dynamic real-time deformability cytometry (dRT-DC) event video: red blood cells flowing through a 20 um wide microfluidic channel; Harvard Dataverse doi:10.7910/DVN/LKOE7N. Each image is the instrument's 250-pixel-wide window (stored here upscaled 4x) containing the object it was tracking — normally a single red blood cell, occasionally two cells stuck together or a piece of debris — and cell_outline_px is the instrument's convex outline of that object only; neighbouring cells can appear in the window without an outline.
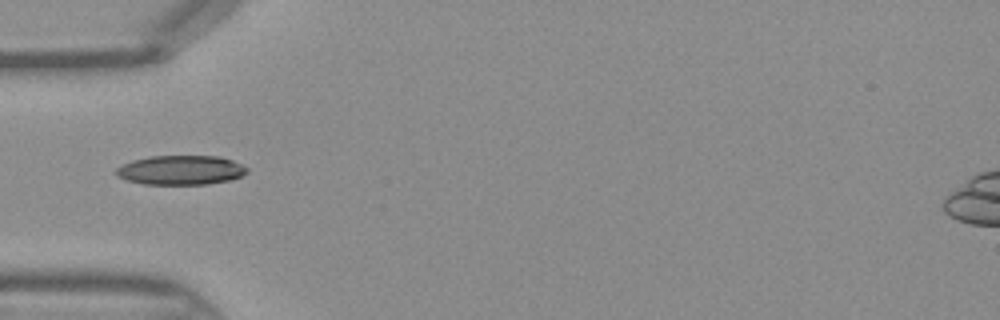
{"species": "Egyptian fruit bat (a non-hibernating species)", "species_latin": "Rousettus aegyptiacus", "temperature_condition": "warm", "stored_images_in_passage": 31, "camera_frame_rate_fps": 3000, "um_per_image_px": 0.085, "frame": {"image": 1, "passage_image": 1, "time_ms": 0.0, "image_size_px": [1000, 320], "cell_outline_px": [[248, 172], [240, 176], [228, 180], [208, 184], [144, 184], [128, 180], [120, 176], [116, 172], [116, 168], [132, 160], [148, 156], [216, 156], [232, 160], [248, 168]], "centroid_in_image_um": [15.38, 14.45], "position_along_channel_um": 69.6, "area_um2": 22.14}}
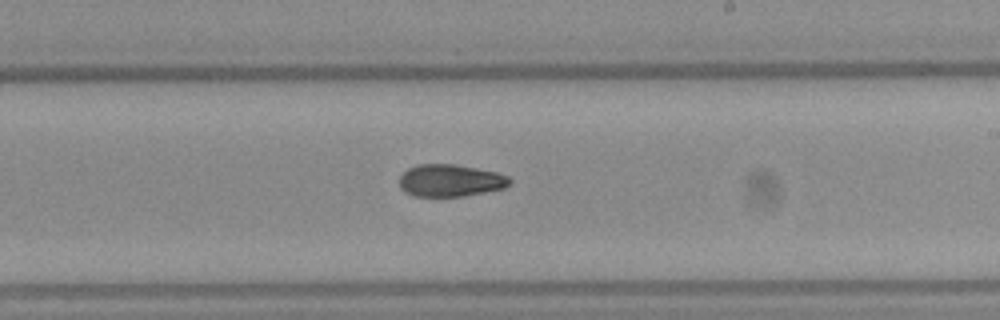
{"frame": {"image": 2, "passage_image": 13, "time_ms": 4.0, "image_size_px": [1000, 320], "cell_outline_px": [[512, 184], [504, 188], [464, 196], [412, 196], [404, 192], [400, 188], [400, 176], [408, 168], [420, 164], [456, 164], [496, 172], [508, 176], [512, 180]], "centroid_in_image_um": [38.29, 15.34], "position_along_channel_um": 250.7, "area_um2": 20.81}}
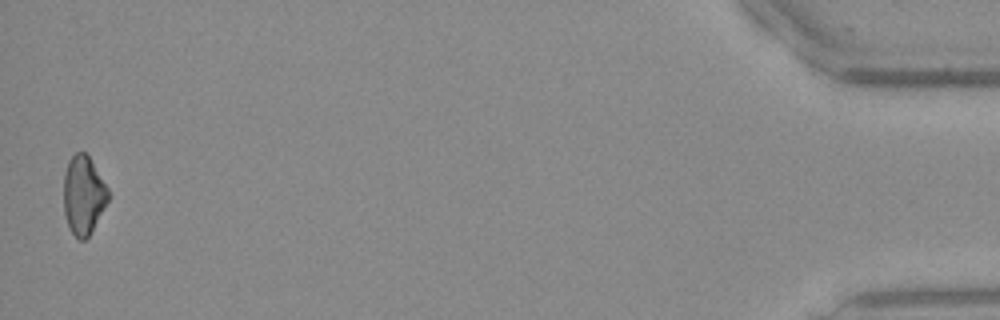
{"frame": {"image": 3, "passage_image": 31, "time_ms": 10.0, "image_size_px": [1000, 320], "cell_outline_px": [[108, 200], [88, 236], [84, 240], [80, 240], [72, 232], [68, 224], [64, 212], [64, 172], [68, 160], [76, 152], [84, 152], [88, 156], [108, 188]], "centroid_in_image_um": [7.07, 16.56], "position_along_channel_um": 428.1, "area_um2": 19.94}}